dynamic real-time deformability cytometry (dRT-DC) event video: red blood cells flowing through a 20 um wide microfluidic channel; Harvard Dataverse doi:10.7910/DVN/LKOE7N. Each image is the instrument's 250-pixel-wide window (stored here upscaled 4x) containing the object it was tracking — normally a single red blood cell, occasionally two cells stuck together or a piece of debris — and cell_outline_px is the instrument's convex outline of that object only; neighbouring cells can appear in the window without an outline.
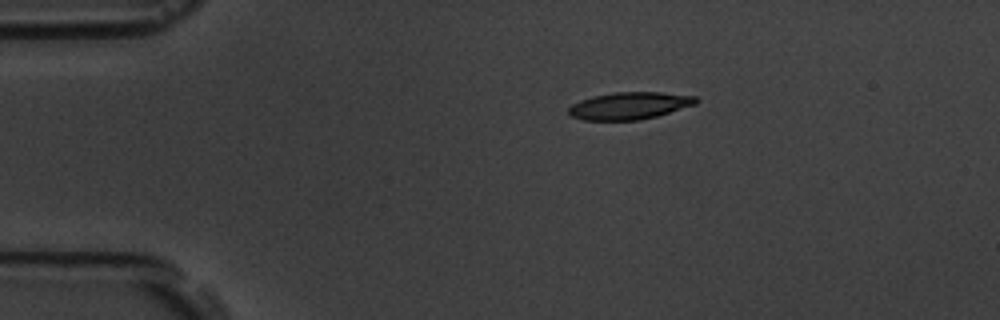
{"species": "common noctule bat (a hibernating species)", "species_latin": "Nyctalus noctula", "temperature_condition": "room temperature", "stored_images_in_passage": 4, "camera_frame_rate_fps": 3000, "um_per_image_px": 0.085, "animal": {"sex": "male", "body_mass_g": 19.5, "forearm_length_mm": 54.6}, "frame": {"image": 1, "passage_image": 1, "time_ms": 0.0, "image_size_px": [1000, 320], "cell_outline_px": [[700, 100], [696, 104], [656, 116], [640, 120], [584, 120], [568, 116], [568, 108], [572, 104], [580, 100], [592, 96], [612, 92], [664, 92], [696, 96]], "centroid_in_image_um": [53.49, 8.98], "position_along_channel_um": 31.5, "area_um2": 20.4}}
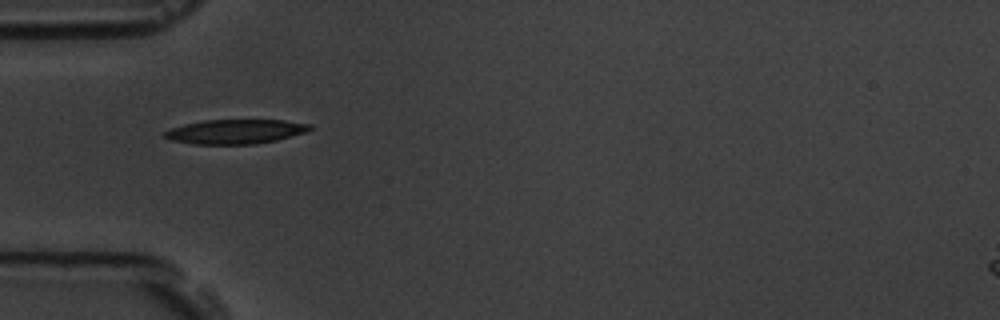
{"frame": {"image": 2, "passage_image": 3, "time_ms": 2.333, "image_size_px": [1000, 320], "cell_outline_px": [[312, 128], [304, 132], [276, 140], [252, 144], [192, 144], [172, 140], [160, 136], [164, 132], [172, 128], [184, 124], [204, 120], [284, 120], [312, 124]], "centroid_in_image_um": [19.97, 11.18], "position_along_channel_um": 65.0, "area_um2": 20.58}}
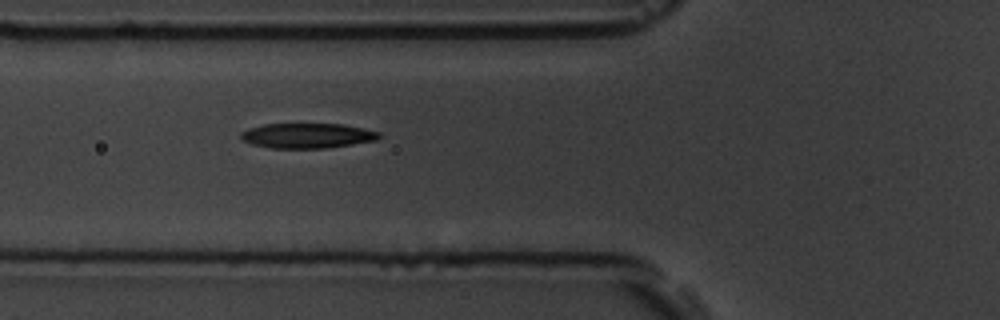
{"frame": {"image": 3, "passage_image": 4, "time_ms": 3.333, "image_size_px": [1000, 320], "cell_outline_px": [[384, 136], [376, 140], [328, 148], [272, 148], [252, 144], [244, 140], [240, 136], [240, 132], [248, 128], [264, 124], [344, 124], [364, 128], [380, 132]], "centroid_in_image_um": [26.16, 11.53], "position_along_channel_um": 99.6, "area_um2": 20.23}}